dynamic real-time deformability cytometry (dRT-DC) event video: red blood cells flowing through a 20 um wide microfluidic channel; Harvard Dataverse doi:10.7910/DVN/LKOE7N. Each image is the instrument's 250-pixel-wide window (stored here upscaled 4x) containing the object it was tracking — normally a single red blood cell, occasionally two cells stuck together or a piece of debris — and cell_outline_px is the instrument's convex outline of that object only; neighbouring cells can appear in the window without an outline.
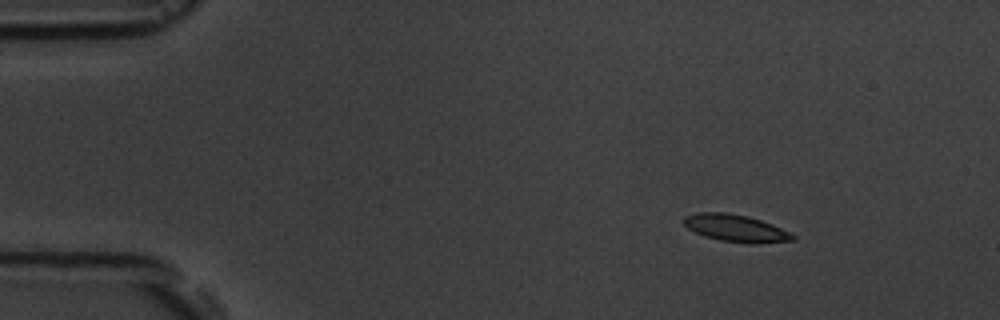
{"species": "common noctule bat (a hibernating species)", "species_latin": "Nyctalus noctula", "temperature_condition": "room temperature", "stored_images_in_passage": 5, "camera_frame_rate_fps": 3000, "um_per_image_px": 0.085, "animal": {"sex": "male", "body_mass_g": 19.5, "forearm_length_mm": 54.6}, "frame": {"image": 1, "passage_image": 1, "time_ms": 0.0, "image_size_px": [1000, 320], "cell_outline_px": [[796, 240], [756, 244], [748, 244], [720, 240], [704, 236], [688, 228], [680, 220], [684, 216], [696, 212], [724, 212], [748, 216], [772, 224], [796, 236]], "centroid_in_image_um": [62.51, 19.4], "position_along_channel_um": 22.5, "area_um2": 17.4}}
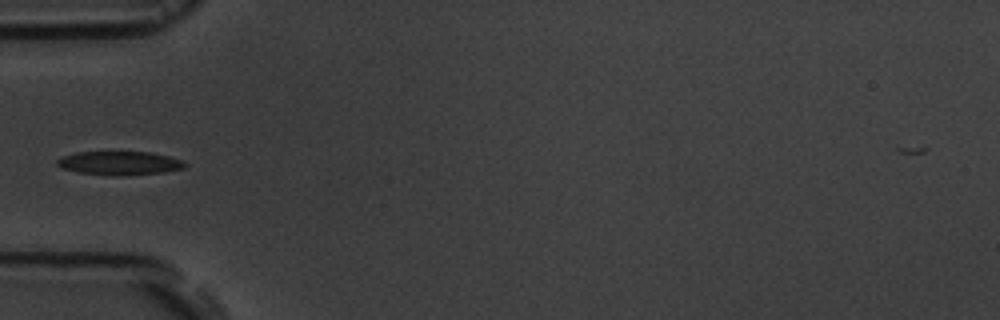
{"frame": {"image": 2, "passage_image": 4, "time_ms": 3.667, "image_size_px": [1000, 320], "cell_outline_px": [[188, 164], [184, 168], [164, 172], [120, 176], [116, 176], [80, 172], [64, 168], [56, 164], [56, 160], [60, 156], [76, 152], [148, 152], [168, 156], [184, 160]], "centroid_in_image_um": [10.18, 13.86], "position_along_channel_um": 74.8, "area_um2": 17.63}}
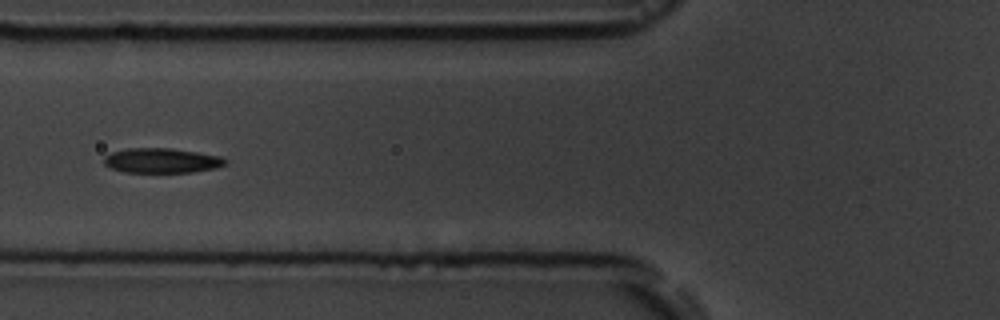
{"frame": {"image": 3, "passage_image": 5, "time_ms": 4.667, "image_size_px": [1000, 320], "cell_outline_px": [[228, 164], [216, 168], [192, 172], [124, 172], [112, 168], [104, 164], [104, 156], [112, 152], [128, 148], [172, 148], [220, 156], [228, 160]], "centroid_in_image_um": [13.77, 13.64], "position_along_channel_um": 112.0, "area_um2": 17.57}}